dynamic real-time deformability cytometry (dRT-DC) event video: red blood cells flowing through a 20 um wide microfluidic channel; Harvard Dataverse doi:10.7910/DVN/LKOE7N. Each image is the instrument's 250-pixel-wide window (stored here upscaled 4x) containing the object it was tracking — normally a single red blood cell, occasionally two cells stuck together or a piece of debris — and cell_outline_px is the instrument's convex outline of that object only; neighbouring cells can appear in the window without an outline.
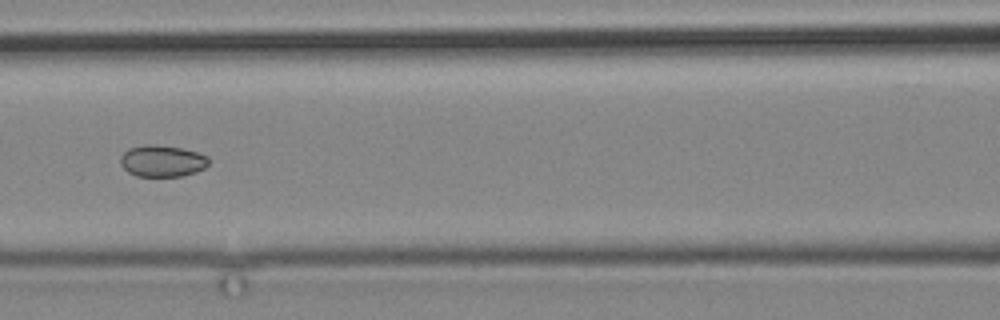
{"species": "common noctule bat (a hibernating species)", "species_latin": "Nyctalus noctula", "temperature_condition": "cold", "stored_images_in_passage": 4, "camera_frame_rate_fps": 3000, "um_per_image_px": 0.085, "animal": {"sex": "male", "body_mass_g": 19.2, "forearm_length_mm": 51.8}, "frame": {"image": 1, "passage_image": 3, "time_ms": 2.333, "image_size_px": [1000, 320], "cell_outline_px": [[208, 164], [204, 168], [196, 172], [180, 176], [136, 176], [128, 172], [120, 164], [120, 156], [128, 148], [144, 144], [152, 144], [180, 148], [196, 152], [208, 156]], "centroid_in_image_um": [13.75, 13.68], "position_along_channel_um": 152.8, "area_um2": 16.24}}
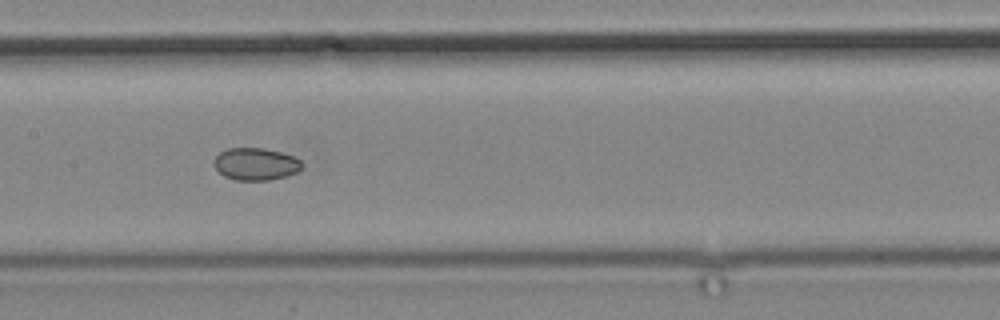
{"frame": {"image": 2, "passage_image": 4, "time_ms": 3.333, "image_size_px": [1000, 320], "cell_outline_px": [[304, 168], [296, 172], [284, 176], [268, 180], [236, 180], [224, 176], [212, 164], [212, 160], [220, 152], [228, 148], [264, 148], [280, 152], [292, 156], [300, 160], [304, 164]], "centroid_in_image_um": [21.72, 13.94], "position_along_channel_um": 185.7, "area_um2": 16.59}}